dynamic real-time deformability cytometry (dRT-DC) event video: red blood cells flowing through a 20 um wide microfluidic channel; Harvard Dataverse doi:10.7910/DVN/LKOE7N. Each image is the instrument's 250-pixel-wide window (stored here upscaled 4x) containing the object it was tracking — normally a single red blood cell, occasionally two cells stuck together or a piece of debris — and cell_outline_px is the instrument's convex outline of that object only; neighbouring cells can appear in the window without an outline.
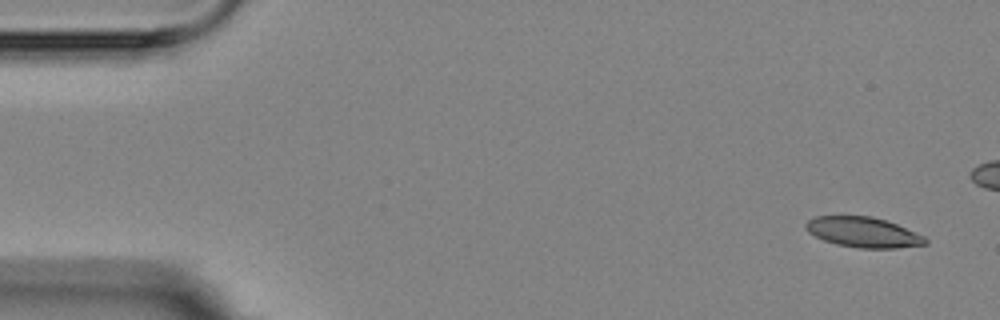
{"species": "Egyptian fruit bat (a non-hibernating species)", "species_latin": "Rousettus aegyptiacus", "temperature_condition": "room temperature", "stored_images_in_passage": 2, "camera_frame_rate_fps": 3000, "um_per_image_px": 0.085, "animal": {"sex": "female"}, "frame": {"image": 1, "passage_image": 2, "time_ms": 1.333, "image_size_px": [1000, 320], "cell_outline_px": [[928, 244], [896, 248], [860, 248], [836, 244], [824, 240], [808, 232], [804, 228], [804, 224], [808, 220], [816, 216], [872, 216], [896, 224], [924, 236], [928, 240]], "centroid_in_image_um": [73.36, 19.74], "position_along_channel_um": 11.6, "area_um2": 20.98}}